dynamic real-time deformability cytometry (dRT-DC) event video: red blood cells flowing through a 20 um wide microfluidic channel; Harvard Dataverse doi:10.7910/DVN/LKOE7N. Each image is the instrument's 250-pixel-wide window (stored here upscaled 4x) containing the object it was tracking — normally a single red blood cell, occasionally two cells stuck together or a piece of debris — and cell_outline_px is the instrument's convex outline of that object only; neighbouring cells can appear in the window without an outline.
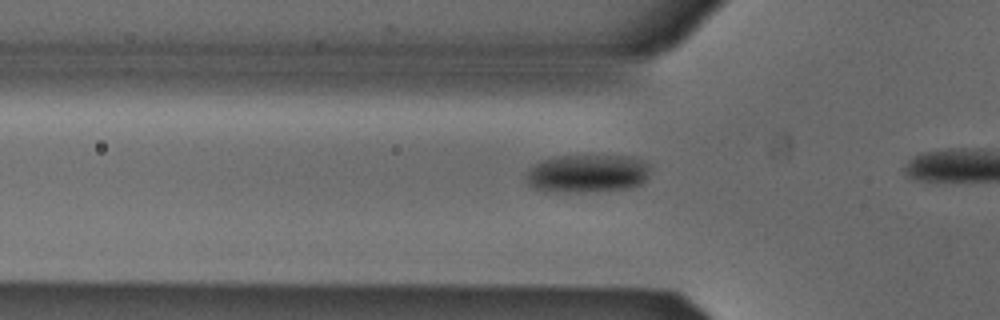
{"species": "Egyptian fruit bat (a non-hibernating species)", "species_latin": "Rousettus aegyptiacus", "temperature_condition": "cold", "stored_images_in_passage": 13, "camera_frame_rate_fps": 3000, "um_per_image_px": 0.085, "animal": {"sex": "male"}, "frame": {"image": 1, "passage_image": 8, "time_ms": 2.333, "image_size_px": [1000, 320], "cell_outline_px": [[648, 176], [640, 184], [632, 188], [584, 192], [544, 192], [532, 188], [524, 180], [524, 176], [528, 168], [532, 164], [540, 160], [556, 156], [632, 156], [648, 164]], "centroid_in_image_um": [49.82, 14.76], "position_along_channel_um": 76.0, "area_um2": 28.09}}
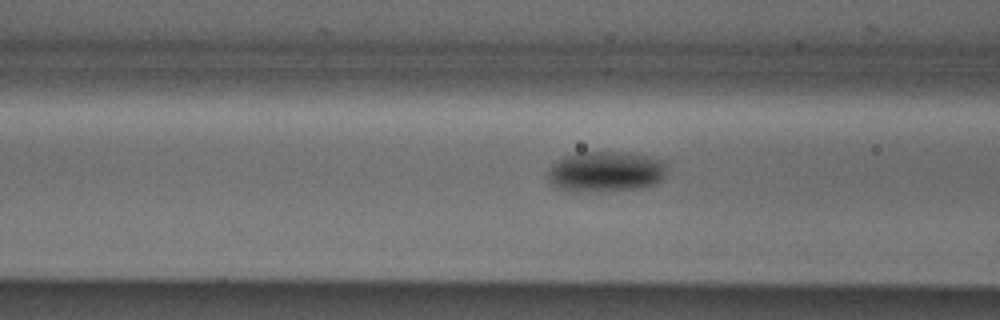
{"frame": {"image": 2, "passage_image": 11, "time_ms": 3.333, "image_size_px": [1000, 320], "cell_outline_px": [[664, 176], [656, 184], [640, 188], [568, 192], [552, 184], [548, 180], [548, 168], [556, 160], [564, 156], [584, 152], [624, 152], [648, 156], [664, 160]], "centroid_in_image_um": [51.44, 14.58], "position_along_channel_um": 115.2, "area_um2": 27.98}}